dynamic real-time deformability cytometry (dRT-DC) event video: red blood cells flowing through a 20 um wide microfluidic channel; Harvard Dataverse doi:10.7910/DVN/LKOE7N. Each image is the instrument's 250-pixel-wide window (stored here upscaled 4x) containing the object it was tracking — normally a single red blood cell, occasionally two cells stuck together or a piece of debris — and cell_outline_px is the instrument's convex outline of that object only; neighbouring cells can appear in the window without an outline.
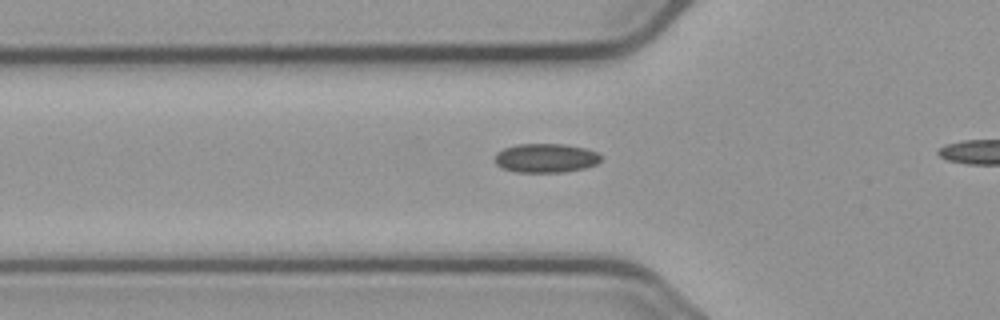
{"species": "common noctule bat (a hibernating species)", "species_latin": "Nyctalus noctula", "temperature_condition": "cold", "stored_images_in_passage": 24, "camera_frame_rate_fps": 3000, "um_per_image_px": 0.085, "animal": {"sex": "male", "body_mass_g": 23.1, "forearm_length_mm": 52.7}, "frame": {"image": 1, "passage_image": 5, "time_ms": 1.333, "image_size_px": [1000, 320], "cell_outline_px": [[600, 160], [596, 164], [584, 168], [564, 172], [516, 172], [504, 168], [496, 164], [496, 152], [504, 148], [516, 144], [564, 144], [584, 148], [596, 152], [600, 156]], "centroid_in_image_um": [46.38, 13.43], "position_along_channel_um": 79.4, "area_um2": 17.8}}
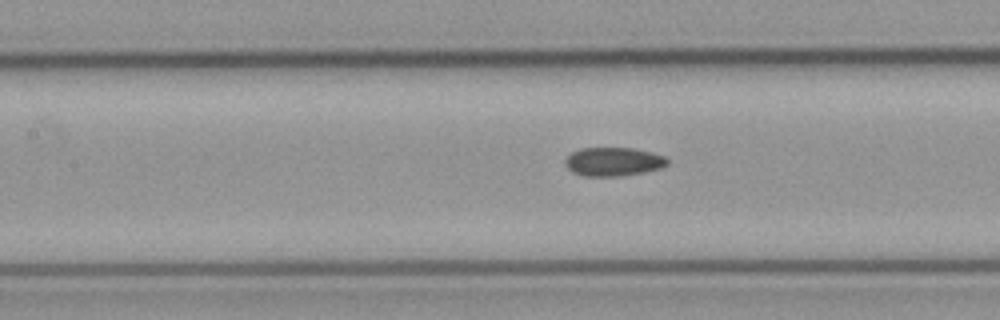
{"frame": {"image": 2, "passage_image": 11, "time_ms": 3.333, "image_size_px": [1000, 320], "cell_outline_px": [[668, 164], [660, 168], [644, 172], [616, 176], [584, 176], [572, 172], [564, 164], [564, 160], [572, 152], [580, 148], [632, 148], [652, 152], [668, 156]], "centroid_in_image_um": [52.14, 13.73], "position_along_channel_um": 155.3, "area_um2": 17.17}}
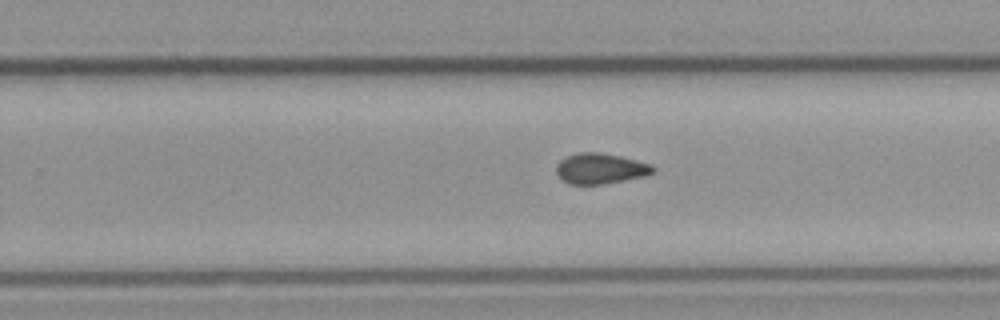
{"frame": {"image": 3, "passage_image": 21, "time_ms": 6.667, "image_size_px": [1000, 320], "cell_outline_px": [[656, 172], [644, 176], [624, 180], [600, 184], [568, 184], [556, 172], [556, 164], [564, 156], [576, 152], [600, 152], [620, 156], [652, 164], [656, 168]], "centroid_in_image_um": [51.03, 14.31], "position_along_channel_um": 278.8, "area_um2": 17.34}}